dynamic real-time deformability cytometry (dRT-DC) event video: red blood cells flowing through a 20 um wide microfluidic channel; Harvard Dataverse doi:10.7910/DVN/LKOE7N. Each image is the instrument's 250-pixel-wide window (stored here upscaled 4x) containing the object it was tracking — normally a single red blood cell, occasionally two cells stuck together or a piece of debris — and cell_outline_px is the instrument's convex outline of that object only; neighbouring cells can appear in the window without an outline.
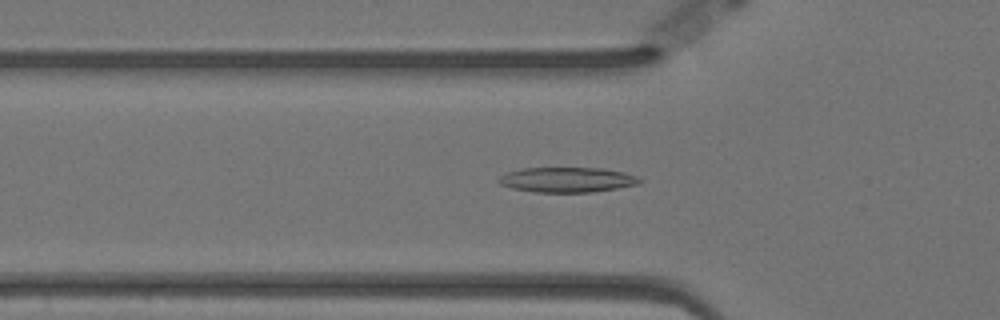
{"species": "Egyptian fruit bat (a non-hibernating species)", "species_latin": "Rousettus aegyptiacus", "temperature_condition": "warm", "stored_images_in_passage": 41, "camera_frame_rate_fps": 3000, "um_per_image_px": 0.085, "animal": {"sex": "female"}, "frame": {"image": 1, "passage_image": 2, "time_ms": 0.333, "image_size_px": [1000, 320], "cell_outline_px": [[644, 180], [636, 184], [616, 188], [592, 192], [536, 192], [512, 188], [500, 184], [496, 180], [500, 176], [508, 172], [520, 168], [604, 168], [624, 172], [636, 176]], "centroid_in_image_um": [48.19, 15.27], "position_along_channel_um": 77.6, "area_um2": 20.52}}
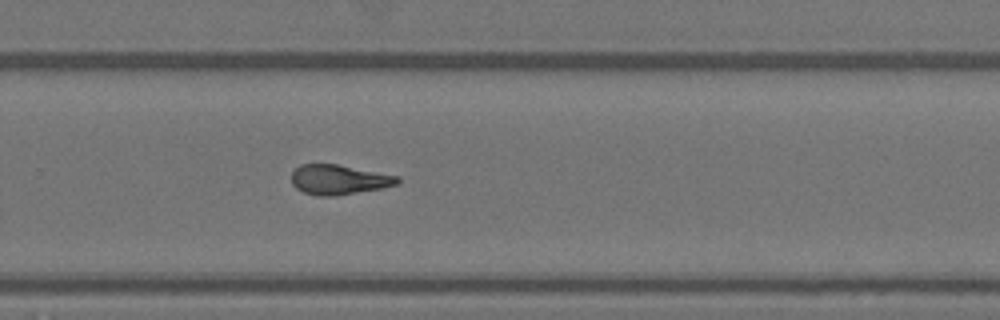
{"frame": {"image": 2, "passage_image": 21, "time_ms": 6.667, "image_size_px": [1000, 320], "cell_outline_px": [[400, 180], [396, 184], [384, 188], [332, 196], [316, 196], [304, 192], [296, 188], [292, 184], [292, 172], [300, 164], [336, 164], [400, 176]], "centroid_in_image_um": [28.8, 15.27], "position_along_channel_um": 301.0, "area_um2": 18.38}}
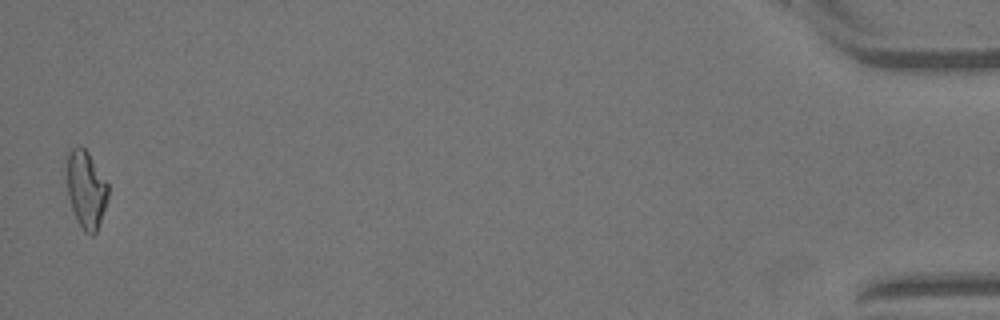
{"frame": {"image": 3, "passage_image": 40, "time_ms": 13.0, "image_size_px": [1000, 320], "cell_outline_px": [[108, 196], [96, 232], [92, 236], [84, 232], [76, 220], [68, 196], [68, 152], [72, 148], [84, 148], [88, 152], [108, 184]], "centroid_in_image_um": [7.32, 16.14], "position_along_channel_um": 427.9, "area_um2": 18.15}, "authors_computed_cell_mechanics": {"area_um2": 18.6694, "velocity_mm_per_s": 3.5095, "shape_relaxation_time_tau1_ms": 8.6121, "shape_relaxation_time_tau2_ms": 2.1755, "deformation_change_tau1": 0.2216, "deformation_change_tau2": 0.1058}}